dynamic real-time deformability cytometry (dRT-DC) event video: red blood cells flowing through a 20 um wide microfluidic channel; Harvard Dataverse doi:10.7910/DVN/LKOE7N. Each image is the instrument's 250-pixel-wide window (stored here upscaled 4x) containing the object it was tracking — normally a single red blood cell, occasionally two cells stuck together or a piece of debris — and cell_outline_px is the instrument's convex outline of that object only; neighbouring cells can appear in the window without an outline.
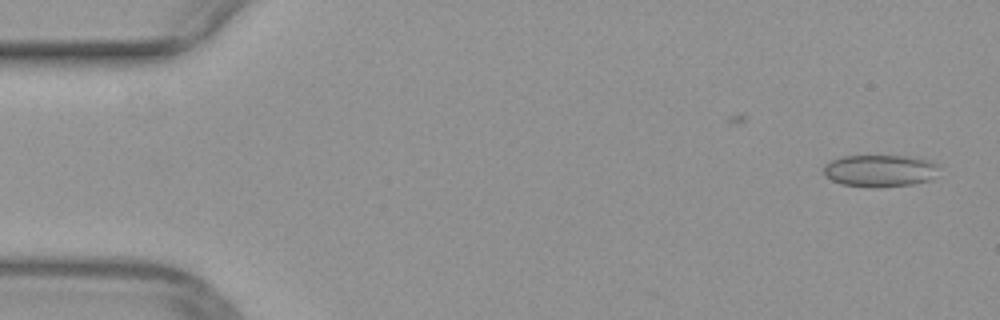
{"species": "common noctule bat (a hibernating species)", "species_latin": "Nyctalus noctula", "temperature_condition": "warm", "stored_images_in_passage": 36, "camera_frame_rate_fps": 3000, "um_per_image_px": 0.085, "animal": {"sex": "female", "body_mass_g": 29.2, "forearm_length_mm": 56.3}, "frame": {"image": 1, "passage_image": 2, "time_ms": 0.333, "image_size_px": [1000, 320], "cell_outline_px": [[940, 164], [932, 180], [912, 184], [880, 188], [872, 188], [840, 184], [824, 176], [824, 164], [832, 160], [844, 156], [904, 156], [928, 160]], "centroid_in_image_um": [74.79, 14.53], "position_along_channel_um": 10.2, "area_um2": 21.79}}
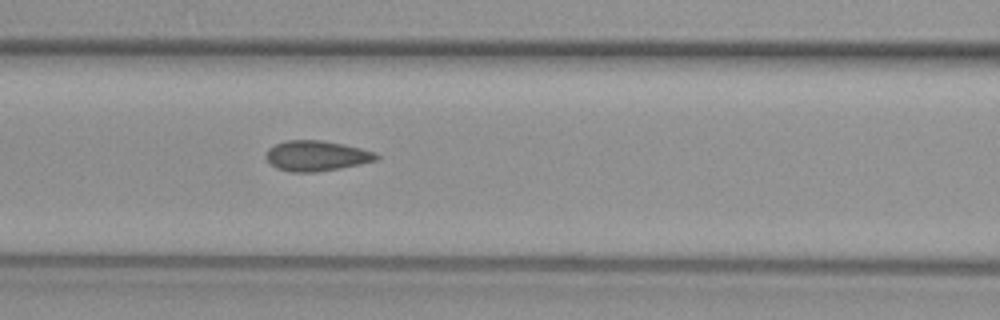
{"frame": {"image": 2, "passage_image": 21, "time_ms": 6.667, "image_size_px": [1000, 320], "cell_outline_px": [[380, 156], [376, 160], [360, 164], [340, 168], [316, 172], [288, 172], [276, 168], [264, 156], [268, 148], [276, 144], [288, 140], [320, 140], [360, 148], [376, 152]], "centroid_in_image_um": [26.88, 13.25], "position_along_channel_um": 139.7, "area_um2": 19.42}}
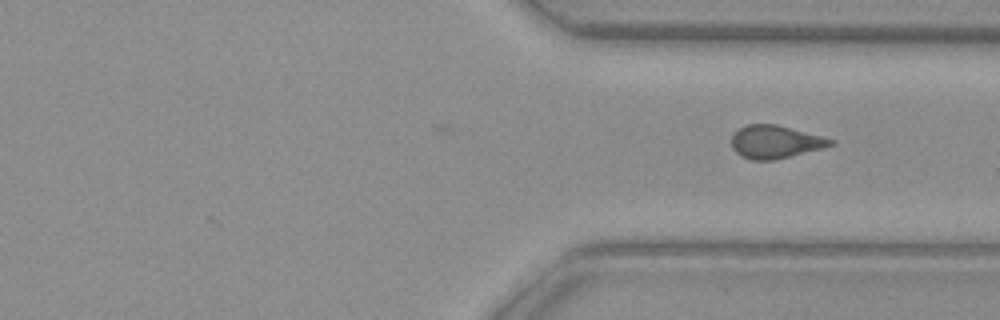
{"frame": {"image": 3, "passage_image": 36, "time_ms": 11.667, "image_size_px": [1000, 320], "cell_outline_px": [[836, 144], [772, 160], [752, 160], [740, 156], [732, 148], [732, 132], [748, 124], [776, 124], [836, 140]], "centroid_in_image_um": [65.86, 12.05], "position_along_channel_um": 345.5, "area_um2": 18.79}}